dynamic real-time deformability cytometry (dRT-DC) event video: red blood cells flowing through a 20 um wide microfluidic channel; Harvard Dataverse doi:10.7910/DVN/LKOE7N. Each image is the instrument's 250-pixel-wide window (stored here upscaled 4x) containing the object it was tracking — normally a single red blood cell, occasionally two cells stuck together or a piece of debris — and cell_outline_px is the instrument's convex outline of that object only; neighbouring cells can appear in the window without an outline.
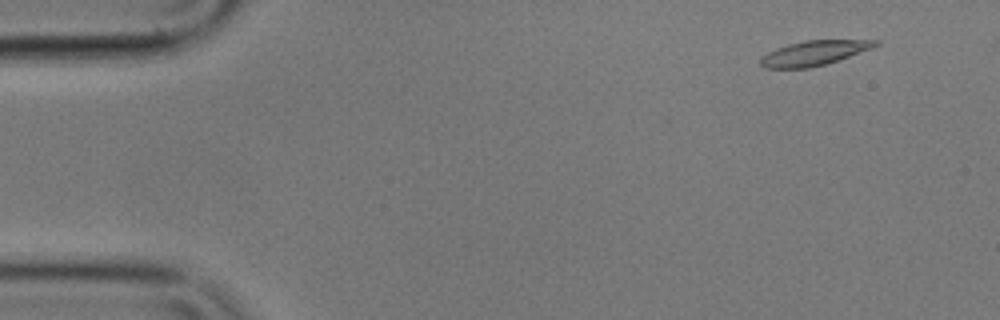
{"species": "common noctule bat (a hibernating species)", "species_latin": "Nyctalus noctula", "temperature_condition": "cold", "stored_images_in_passage": 6, "camera_frame_rate_fps": 3000, "um_per_image_px": 0.085, "animal": {"sex": "male", "body_mass_g": 17.9}, "frame": {"image": 1, "passage_image": 5, "time_ms": 1.333, "image_size_px": [1000, 320], "cell_outline_px": [[880, 44], [872, 48], [824, 64], [808, 68], [764, 68], [760, 64], [760, 56], [776, 48], [788, 44], [804, 40], [880, 40]], "centroid_in_image_um": [69.15, 4.5], "position_along_channel_um": 15.9, "area_um2": 16.42}}